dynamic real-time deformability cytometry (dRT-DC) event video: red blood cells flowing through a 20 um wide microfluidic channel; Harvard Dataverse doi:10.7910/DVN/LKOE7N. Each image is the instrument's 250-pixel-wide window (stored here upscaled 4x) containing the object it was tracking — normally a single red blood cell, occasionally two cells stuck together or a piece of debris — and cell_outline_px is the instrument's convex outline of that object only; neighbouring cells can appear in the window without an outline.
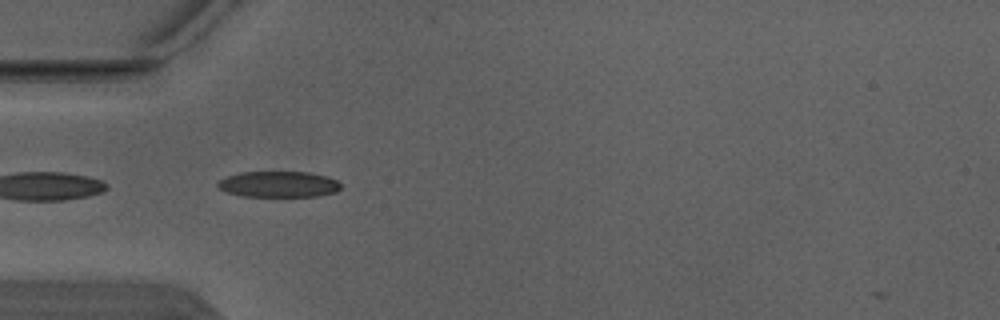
{"species": "Egyptian fruit bat (a non-hibernating species)", "species_latin": "Rousettus aegyptiacus", "temperature_condition": "warm", "stored_images_in_passage": 6, "segment_of_instrument_passage": [2, 2], "camera_frame_rate_fps": 3000, "um_per_image_px": 0.085, "animal": {"sex": "male"}, "frame": {"image": 1, "passage_image": 5, "time_ms": 1.333, "image_size_px": [1000, 320], "cell_outline_px": [[340, 188], [336, 192], [320, 196], [244, 196], [228, 192], [220, 188], [216, 184], [220, 180], [228, 176], [240, 172], [308, 172], [328, 176], [336, 180], [340, 184]], "centroid_in_image_um": [23.72, 15.66], "position_along_channel_um": 61.3, "area_um2": 18.5}}
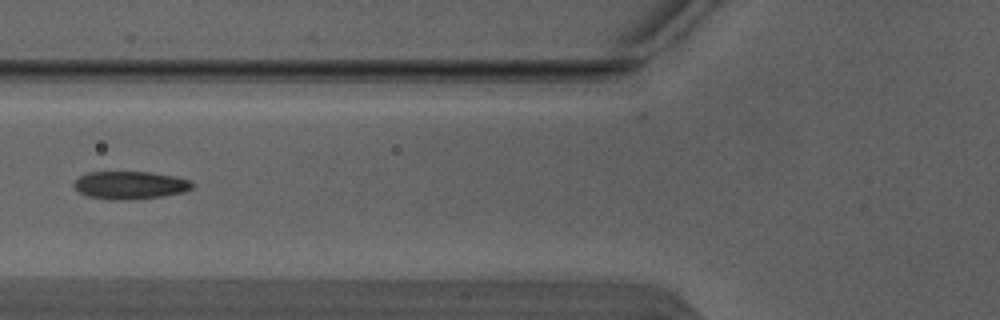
{"frame": {"image": 2, "passage_image": 6, "time_ms": 1.667, "image_size_px": [1000, 320], "cell_outline_px": [[196, 184], [192, 188], [184, 192], [160, 196], [124, 200], [112, 200], [88, 196], [80, 192], [72, 184], [80, 176], [88, 172], [148, 172], [176, 176], [192, 180]], "centroid_in_image_um": [11.1, 15.73], "position_along_channel_um": 114.7, "area_um2": 19.19}}